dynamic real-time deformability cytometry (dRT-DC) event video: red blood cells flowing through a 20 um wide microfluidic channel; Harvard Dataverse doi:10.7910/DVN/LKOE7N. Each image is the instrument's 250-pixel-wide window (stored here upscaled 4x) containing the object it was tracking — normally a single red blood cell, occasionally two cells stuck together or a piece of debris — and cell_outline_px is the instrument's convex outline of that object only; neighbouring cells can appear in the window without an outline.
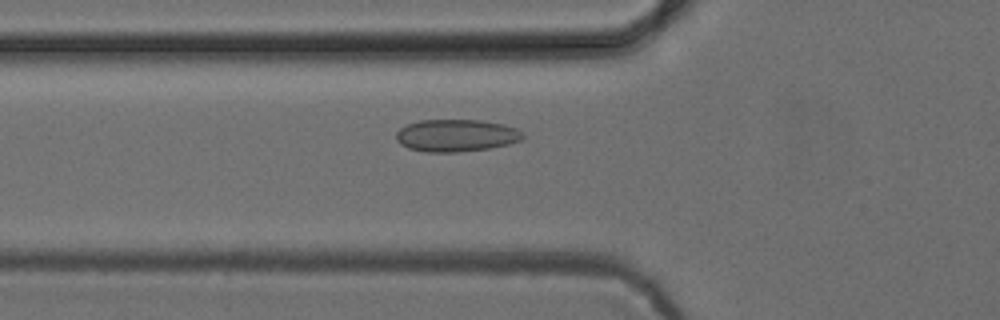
{"species": "common noctule bat (a hibernating species)", "species_latin": "Nyctalus noctula", "temperature_condition": "cold", "stored_images_in_passage": 40, "camera_frame_rate_fps": 3000, "um_per_image_px": 0.085, "animal": {"sex": "female", "body_mass_g": 24.6, "forearm_length_mm": 56.2}, "frame": {"image": 1, "passage_image": 6, "time_ms": 1.667, "image_size_px": [1000, 320], "cell_outline_px": [[524, 136], [520, 140], [508, 144], [488, 148], [456, 152], [424, 152], [408, 148], [400, 144], [396, 140], [396, 132], [404, 124], [420, 120], [480, 120], [504, 124], [516, 128], [524, 132]], "centroid_in_image_um": [38.75, 11.51], "position_along_channel_um": 87.1, "area_um2": 23.99}}
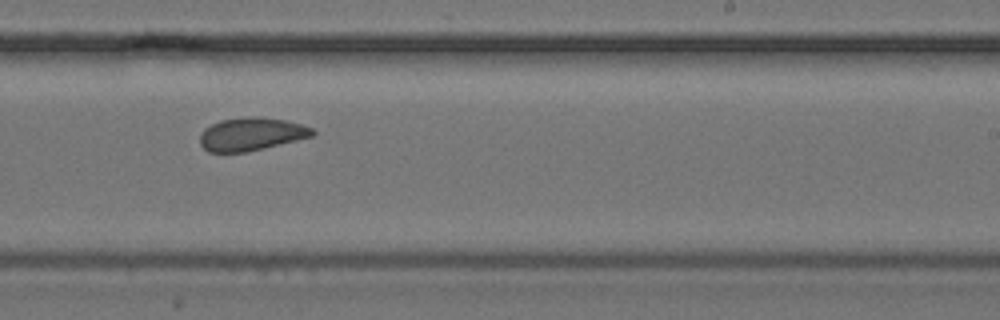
{"frame": {"image": 2, "passage_image": 20, "time_ms": 6.333, "image_size_px": [1000, 320], "cell_outline_px": [[316, 132], [312, 136], [248, 152], [208, 152], [200, 144], [200, 136], [204, 128], [220, 120], [248, 116], [252, 116], [284, 120], [300, 124], [312, 128]], "centroid_in_image_um": [21.33, 11.4], "position_along_channel_um": 267.7, "area_um2": 21.5}}
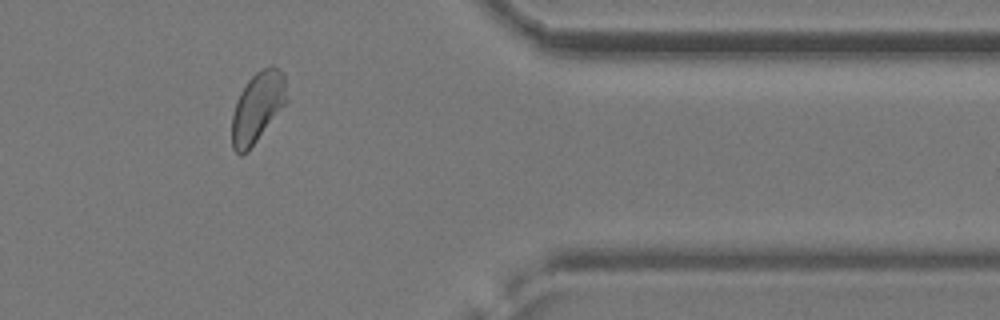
{"frame": {"image": 3, "passage_image": 31, "time_ms": 10.0, "image_size_px": [1000, 320], "cell_outline_px": [[288, 100], [248, 152], [240, 156], [232, 148], [232, 116], [236, 100], [240, 92], [248, 80], [260, 68], [272, 64], [284, 72]], "centroid_in_image_um": [21.89, 9.09], "position_along_channel_um": 389.5, "area_um2": 22.72}, "authors_computed_cell_mechanics": {"area_um2": 22.5998, "velocity_mm_per_s": 3.8644, "shape_relaxation_time_tau1_ms": null, "shape_relaxation_time_tau2_ms": 1.4122, "deformation_change_tau1": null, "deformation_change_tau2": 0.0618}}